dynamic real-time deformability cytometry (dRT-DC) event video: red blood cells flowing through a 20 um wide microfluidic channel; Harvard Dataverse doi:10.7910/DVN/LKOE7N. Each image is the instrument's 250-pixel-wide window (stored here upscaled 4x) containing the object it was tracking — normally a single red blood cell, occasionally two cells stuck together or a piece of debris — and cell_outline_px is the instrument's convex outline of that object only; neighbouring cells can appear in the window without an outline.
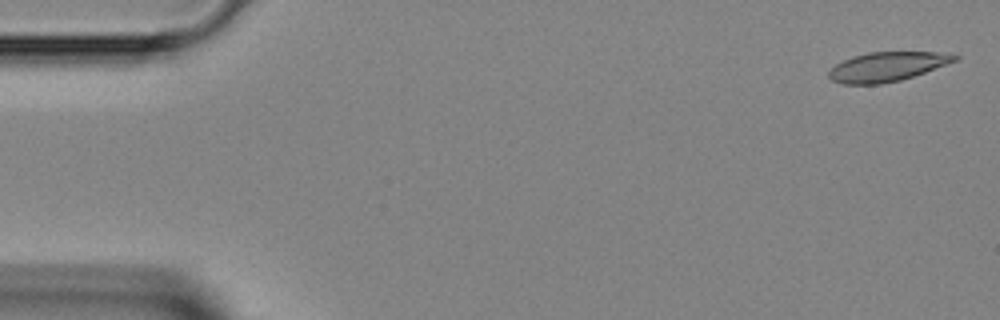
{"species": "Egyptian fruit bat (a non-hibernating species)", "species_latin": "Rousettus aegyptiacus", "temperature_condition": "room temperature", "stored_images_in_passage": 10, "camera_frame_rate_fps": 3000, "um_per_image_px": 0.085, "animal": {"sex": "female"}, "frame": {"image": 1, "passage_image": 1, "time_ms": 0.0, "image_size_px": [1000, 320], "cell_outline_px": [[960, 56], [956, 60], [924, 72], [900, 80], [880, 84], [844, 84], [832, 80], [828, 76], [828, 72], [836, 64], [852, 56], [868, 52], [936, 52]], "centroid_in_image_um": [75.35, 5.66], "position_along_channel_um": 9.7, "area_um2": 21.15}}